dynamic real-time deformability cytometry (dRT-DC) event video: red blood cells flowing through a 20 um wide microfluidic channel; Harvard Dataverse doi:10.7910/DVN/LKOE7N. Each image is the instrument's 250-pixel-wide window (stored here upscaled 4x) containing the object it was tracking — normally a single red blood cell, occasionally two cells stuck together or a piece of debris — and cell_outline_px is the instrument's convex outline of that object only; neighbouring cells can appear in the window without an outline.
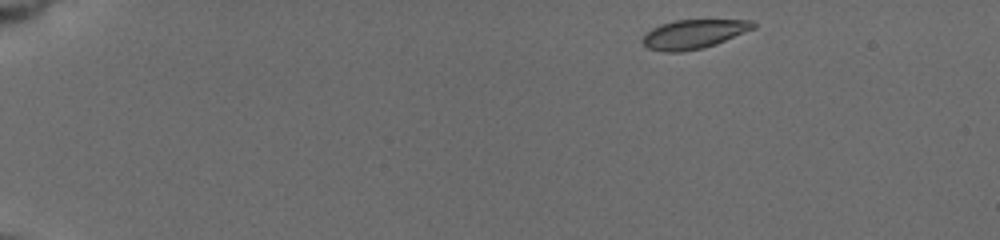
{"species": "common noctule bat (a hibernating species)", "species_latin": "Nyctalus noctula", "temperature_condition": "cold", "stored_images_in_passage": 49, "camera_frame_rate_fps": 3000, "um_per_image_px": 0.085, "animal": {"sex": "female", "body_mass_g": 19.5, "forearm_length_mm": 54.1}, "frame": {"image": 1, "passage_image": 1, "time_ms": 0.0, "image_size_px": [1000, 240], "cell_outline_px": [[756, 28], [716, 44], [704, 48], [680, 52], [664, 52], [648, 48], [640, 40], [652, 28], [660, 24], [676, 20], [752, 20], [756, 24]], "centroid_in_image_um": [58.98, 2.9], "position_along_channel_um": 26.0, "area_um2": 18.79}}
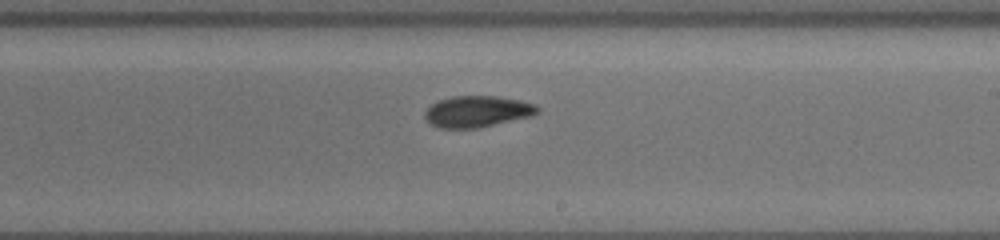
{"frame": {"image": 2, "passage_image": 28, "time_ms": 9.0, "image_size_px": [1000, 240], "cell_outline_px": [[540, 108], [532, 116], [476, 128], [440, 128], [432, 124], [424, 116], [424, 112], [436, 100], [452, 96], [496, 96], [520, 100], [536, 104]], "centroid_in_image_um": [40.56, 9.46], "position_along_channel_um": 248.4, "area_um2": 20.46}}
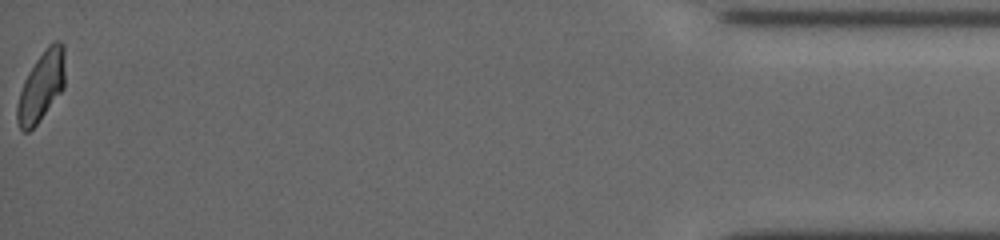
{"frame": {"image": 3, "passage_image": 49, "time_ms": 16.0, "image_size_px": [1000, 240], "cell_outline_px": [[64, 88], [40, 120], [28, 132], [24, 132], [20, 128], [16, 120], [16, 104], [24, 80], [28, 72], [36, 60], [48, 44], [52, 40], [60, 40], [64, 44]], "centroid_in_image_um": [3.51, 7.31], "position_along_channel_um": 431.7, "area_um2": 19.54}, "authors_computed_cell_mechanics": {"area_um2": 20.0566, "velocity_mm_per_s": 3.7338, "shape_relaxation_time_tau1_ms": 2.9421, "shape_relaxation_time_tau2_ms": 2.5285, "deformation_change_tau1": 0.1121, "deformation_change_tau2": 0.0633}}